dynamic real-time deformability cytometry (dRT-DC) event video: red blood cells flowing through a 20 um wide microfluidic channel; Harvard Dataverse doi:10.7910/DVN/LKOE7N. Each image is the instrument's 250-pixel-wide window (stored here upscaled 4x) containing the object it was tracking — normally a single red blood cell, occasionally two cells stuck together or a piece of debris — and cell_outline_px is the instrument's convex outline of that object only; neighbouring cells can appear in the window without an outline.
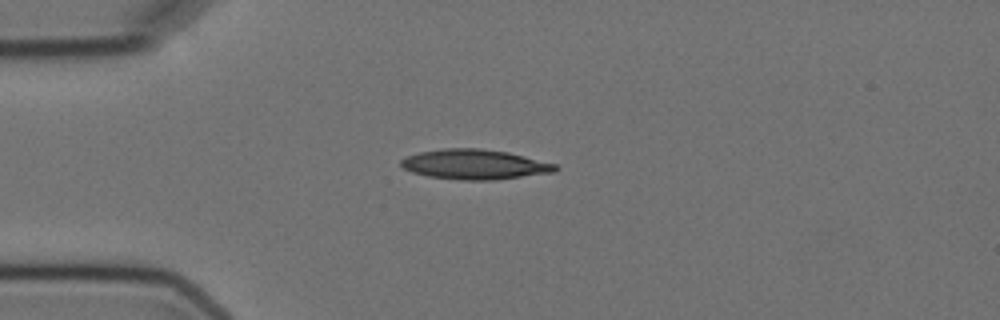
{"species": "Egyptian fruit bat (a non-hibernating species)", "species_latin": "Rousettus aegyptiacus", "temperature_condition": "cold", "stored_images_in_passage": 7, "camera_frame_rate_fps": 3000, "um_per_image_px": 0.085, "animal": {"sex": "female"}, "frame": {"image": 1, "passage_image": 1, "time_ms": 0.0, "image_size_px": [1000, 320], "cell_outline_px": [[560, 168], [556, 172], [492, 180], [460, 180], [428, 176], [412, 172], [404, 168], [400, 164], [400, 160], [408, 156], [420, 152], [444, 148], [480, 148], [508, 152], [556, 164]], "centroid_in_image_um": [40.37, 13.97], "position_along_channel_um": 44.6, "area_um2": 26.88}}
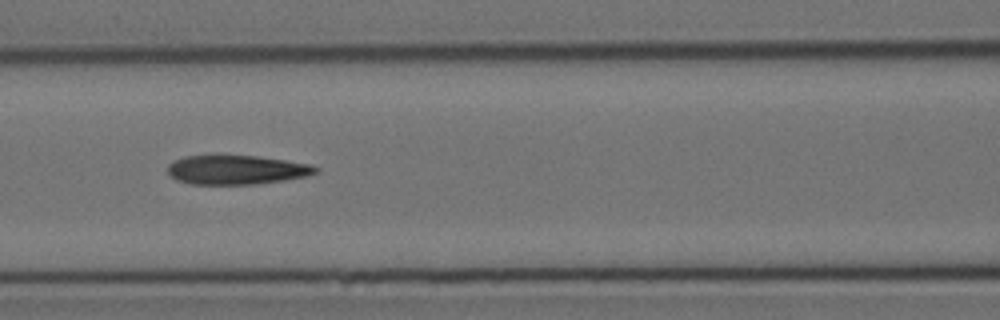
{"frame": {"image": 2, "passage_image": 4, "time_ms": 3.333, "image_size_px": [1000, 320], "cell_outline_px": [[320, 172], [308, 176], [284, 180], [256, 184], [192, 184], [176, 180], [168, 172], [168, 164], [172, 160], [184, 156], [260, 156], [312, 164], [320, 168]], "centroid_in_image_um": [20.16, 14.43], "position_along_channel_um": 146.4, "area_um2": 25.32}}
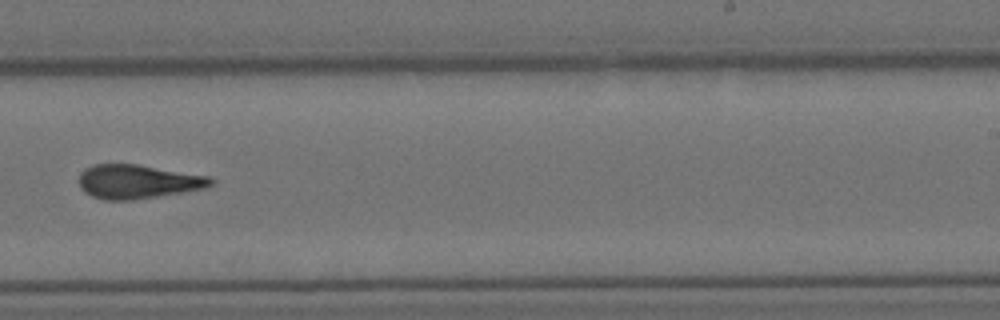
{"frame": {"image": 3, "passage_image": 7, "time_ms": 7.0, "image_size_px": [1000, 320], "cell_outline_px": [[212, 184], [204, 188], [132, 200], [104, 200], [92, 196], [84, 192], [80, 188], [80, 172], [84, 168], [92, 164], [136, 164], [212, 176]], "centroid_in_image_um": [11.67, 15.43], "position_along_channel_um": 277.3, "area_um2": 26.01}}